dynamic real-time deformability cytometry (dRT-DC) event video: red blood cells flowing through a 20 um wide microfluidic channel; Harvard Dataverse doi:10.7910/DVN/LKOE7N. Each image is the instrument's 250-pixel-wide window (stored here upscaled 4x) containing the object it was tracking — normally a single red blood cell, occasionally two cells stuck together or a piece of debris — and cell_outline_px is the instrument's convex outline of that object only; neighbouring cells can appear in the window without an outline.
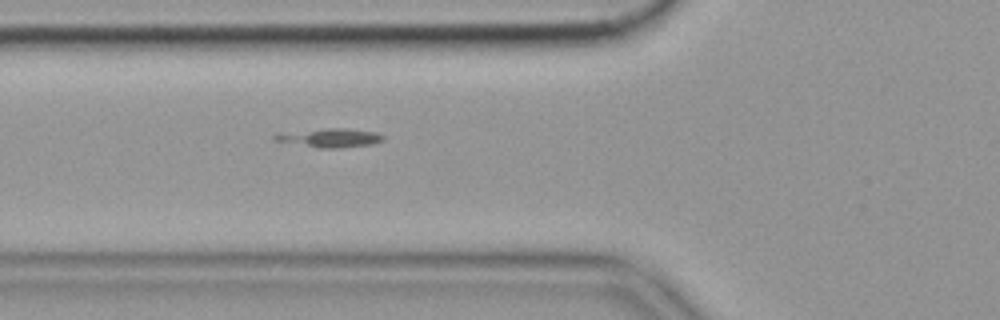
{"species": "common noctule bat (a hibernating species)", "species_latin": "Nyctalus noctula", "temperature_condition": "cold", "stored_images_in_passage": 34, "camera_frame_rate_fps": 3000, "um_per_image_px": 0.085, "animal": {"sex": "female", "body_mass_g": 19.9}, "frame": {"image": 1, "passage_image": 6, "time_ms": 1.667, "image_size_px": [1000, 320], "cell_outline_px": [[384, 140], [372, 144], [340, 148], [316, 148], [272, 140], [272, 136], [276, 132], [324, 128], [348, 128], [376, 132], [384, 136]], "centroid_in_image_um": [27.96, 11.7], "position_along_channel_um": 97.8, "area_um2": 12.31}}